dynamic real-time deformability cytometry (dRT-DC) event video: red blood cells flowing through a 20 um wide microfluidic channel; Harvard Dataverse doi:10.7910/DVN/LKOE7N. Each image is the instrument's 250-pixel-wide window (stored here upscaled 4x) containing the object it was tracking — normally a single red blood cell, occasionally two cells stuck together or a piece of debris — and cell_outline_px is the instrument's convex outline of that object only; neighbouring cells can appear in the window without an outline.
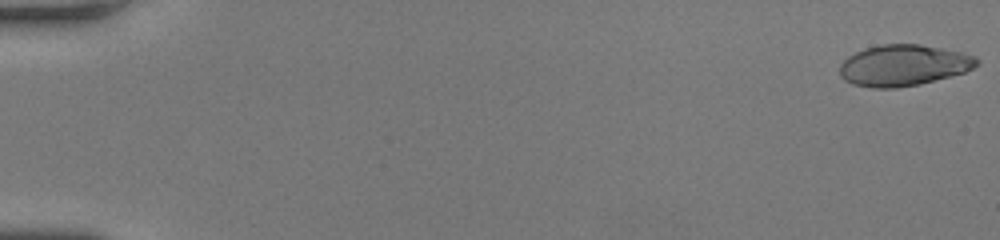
{"species": "human", "species_latin": "Homo sapiens", "temperature_condition": "room temperature", "stored_images_in_passage": 57, "camera_frame_rate_fps": 3000, "um_per_image_px": 0.085, "donor": {"sex": "female"}, "frame": {"image": 1, "passage_image": 1, "time_ms": 0.0, "image_size_px": [1000, 240], "cell_outline_px": [[980, 64], [964, 72], [920, 84], [896, 88], [872, 88], [852, 84], [844, 80], [840, 76], [840, 64], [848, 56], [864, 48], [880, 44], [920, 44], [960, 52], [976, 56], [980, 60]], "centroid_in_image_um": [76.78, 5.55], "position_along_channel_um": 8.2, "area_um2": 32.95}}
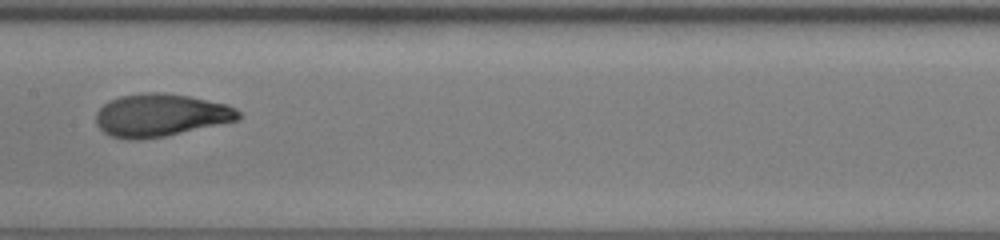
{"frame": {"image": 2, "passage_image": 31, "time_ms": 10.0, "image_size_px": [1000, 240], "cell_outline_px": [[240, 116], [236, 120], [164, 136], [140, 140], [128, 140], [112, 136], [104, 132], [96, 124], [96, 112], [108, 100], [120, 96], [144, 92], [164, 92], [188, 96], [228, 104], [236, 108], [240, 112]], "centroid_in_image_um": [13.61, 9.78], "position_along_channel_um": 193.8, "area_um2": 35.37}}
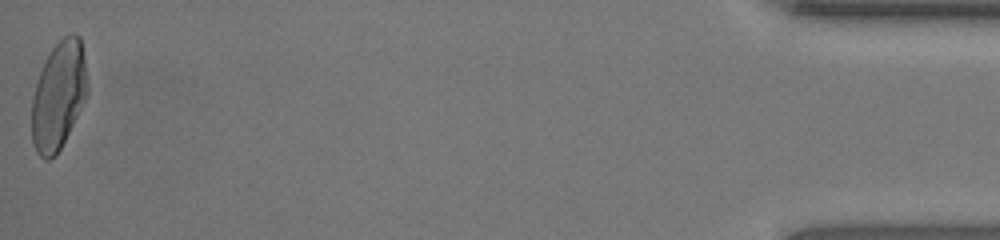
{"frame": {"image": 3, "passage_image": 57, "time_ms": 18.667, "image_size_px": [1000, 240], "cell_outline_px": [[88, 96], [60, 148], [48, 160], [44, 160], [36, 152], [32, 140], [32, 96], [40, 72], [52, 48], [64, 36], [72, 32], [80, 36], [84, 56], [88, 84]], "centroid_in_image_um": [4.99, 8.1], "position_along_channel_um": 430.2, "area_um2": 34.91}, "authors_computed_cell_mechanics": {"area_um2": 34.2754, "velocity_mm_per_s": 3.7615, "shape_relaxation_time_tau1_ms": 5.6647, "shape_relaxation_time_tau2_ms": 0.8586, "deformation_change_tau1": 0.2398, "deformation_change_tau2": 0.0626}}